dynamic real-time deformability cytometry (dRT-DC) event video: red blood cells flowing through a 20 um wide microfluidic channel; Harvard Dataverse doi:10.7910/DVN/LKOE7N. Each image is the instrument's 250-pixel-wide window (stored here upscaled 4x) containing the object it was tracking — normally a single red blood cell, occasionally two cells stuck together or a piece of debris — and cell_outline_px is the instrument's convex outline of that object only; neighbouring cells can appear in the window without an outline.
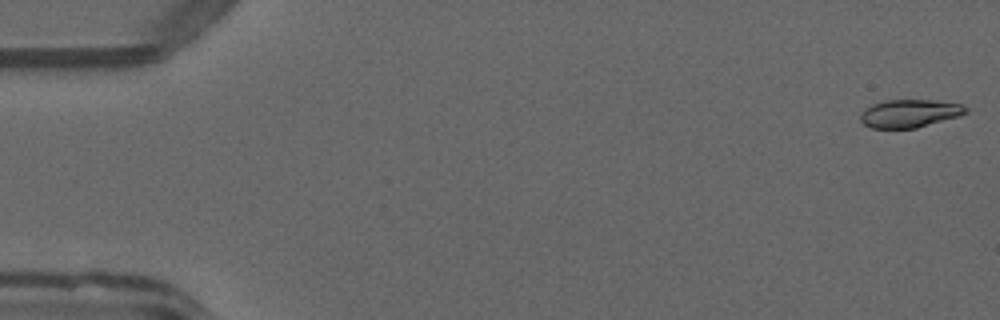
{"species": "common noctule bat (a hibernating species)", "species_latin": "Nyctalus noctula", "temperature_condition": "warm", "stored_images_in_passage": 51, "camera_frame_rate_fps": 3000, "um_per_image_px": 0.085, "animal": {"sex": "male", "forearm_length_mm": 52.5}, "frame": {"image": 1, "passage_image": 1, "time_ms": 0.0, "image_size_px": [1000, 320], "cell_outline_px": [[968, 112], [960, 116], [916, 128], [872, 128], [864, 124], [860, 120], [860, 116], [872, 104], [884, 100], [932, 100], [960, 104], [968, 108]], "centroid_in_image_um": [77.35, 9.64], "position_along_channel_um": 7.7, "area_um2": 17.05}}
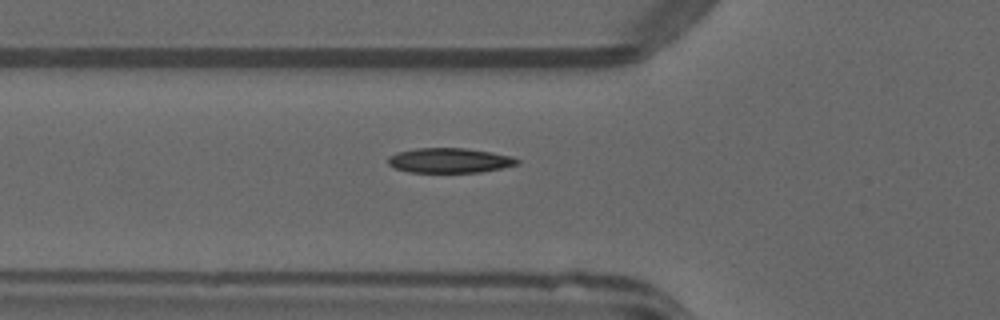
{"frame": {"image": 2, "passage_image": 18, "time_ms": 5.667, "image_size_px": [1000, 320], "cell_outline_px": [[520, 164], [480, 172], [408, 172], [396, 168], [388, 164], [388, 156], [396, 152], [416, 148], [464, 148], [492, 152], [512, 156], [520, 160]], "centroid_in_image_um": [38.21, 13.63], "position_along_channel_um": 87.6, "area_um2": 18.73}}
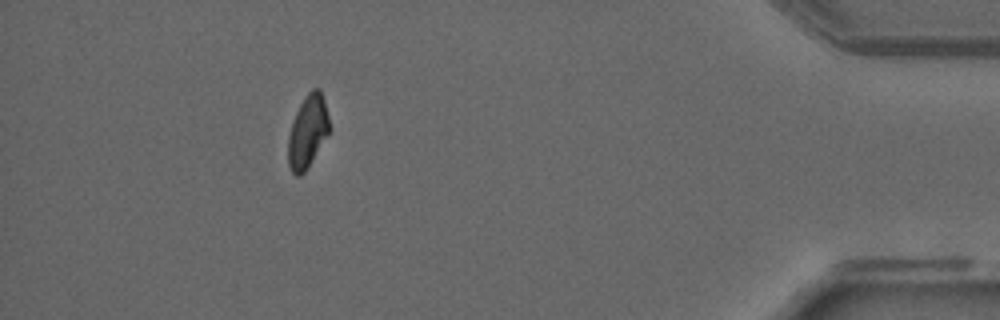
{"frame": {"image": 3, "passage_image": 46, "time_ms": 15.0, "image_size_px": [1000, 320], "cell_outline_px": [[332, 128], [308, 168], [300, 176], [296, 176], [292, 172], [288, 164], [288, 136], [292, 120], [304, 96], [312, 88], [320, 88], [324, 100]], "centroid_in_image_um": [26.16, 11.17], "position_along_channel_um": 409.0, "area_um2": 17.8}, "authors_computed_cell_mechanics": {"area_um2": 18.3226, "velocity_mm_per_s": 4.0493, "shape_relaxation_time_tau1_ms": 6.8515, "shape_relaxation_time_tau2_ms": 3.1511, "deformation_change_tau1": 0.2064, "deformation_change_tau2": 0.0805}}